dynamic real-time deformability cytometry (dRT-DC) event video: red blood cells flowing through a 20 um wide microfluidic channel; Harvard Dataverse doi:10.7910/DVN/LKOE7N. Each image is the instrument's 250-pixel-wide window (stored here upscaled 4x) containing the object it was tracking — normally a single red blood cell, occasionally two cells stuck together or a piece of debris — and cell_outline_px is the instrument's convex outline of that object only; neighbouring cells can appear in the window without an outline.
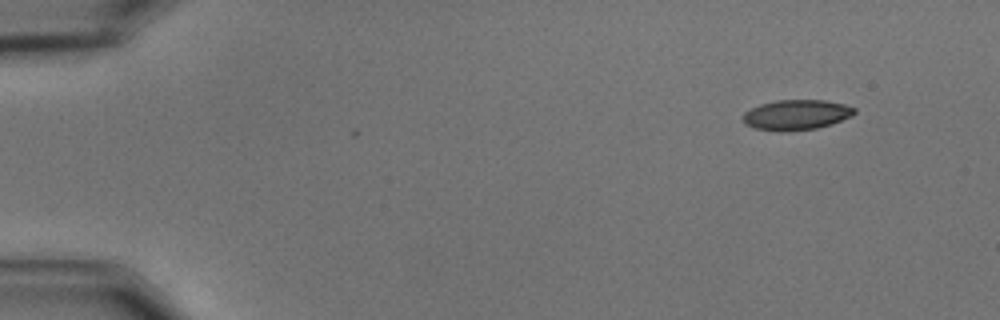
{"species": "common noctule bat (a hibernating species)", "species_latin": "Nyctalus noctula", "temperature_condition": "cold", "stored_images_in_passage": 2, "camera_frame_rate_fps": 3000, "um_per_image_px": 0.085, "animal": {"sex": "male", "body_mass_g": 15.6}, "frame": {"image": 1, "passage_image": 2, "time_ms": 0.333, "image_size_px": [1000, 320], "cell_outline_px": [[856, 112], [852, 116], [832, 124], [816, 128], [780, 132], [756, 128], [744, 124], [744, 112], [760, 104], [776, 100], [824, 100], [844, 104], [856, 108]], "centroid_in_image_um": [67.71, 9.76], "position_along_channel_um": 17.3, "area_um2": 19.59}}